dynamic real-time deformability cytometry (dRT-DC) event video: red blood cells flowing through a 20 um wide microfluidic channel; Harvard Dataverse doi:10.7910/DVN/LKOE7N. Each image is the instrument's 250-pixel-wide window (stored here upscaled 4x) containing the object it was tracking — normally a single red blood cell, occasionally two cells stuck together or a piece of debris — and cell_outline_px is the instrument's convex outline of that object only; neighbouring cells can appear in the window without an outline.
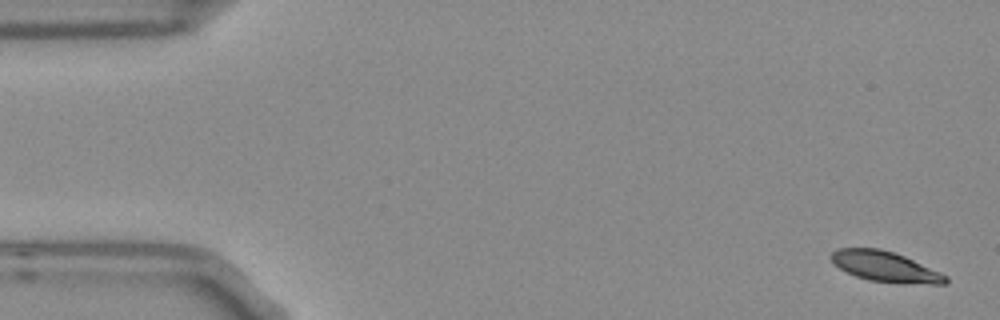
{"species": "Egyptian fruit bat (a non-hibernating species)", "species_latin": "Rousettus aegyptiacus", "temperature_condition": "room temperature", "stored_images_in_passage": 5, "camera_frame_rate_fps": 3000, "um_per_image_px": 0.085, "frame": {"image": 1, "passage_image": 1, "time_ms": 0.0, "image_size_px": [1000, 320], "cell_outline_px": [[948, 280], [944, 284], [932, 284], [868, 280], [856, 276], [832, 264], [828, 256], [836, 248], [880, 248], [904, 256], [940, 272], [948, 276]], "centroid_in_image_um": [75.18, 22.64], "position_along_channel_um": 9.8, "area_um2": 20.0}}